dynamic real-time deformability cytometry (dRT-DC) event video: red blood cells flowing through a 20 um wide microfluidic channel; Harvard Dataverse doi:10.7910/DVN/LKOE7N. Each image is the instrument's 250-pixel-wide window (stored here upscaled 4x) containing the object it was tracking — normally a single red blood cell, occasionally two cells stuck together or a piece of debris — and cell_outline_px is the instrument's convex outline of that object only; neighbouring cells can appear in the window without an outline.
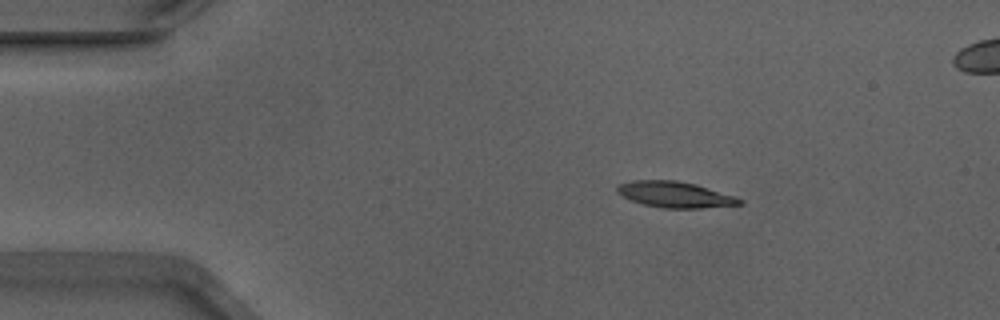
{"species": "Egyptian fruit bat (a non-hibernating species)", "species_latin": "Rousettus aegyptiacus", "temperature_condition": "warm", "stored_images_in_passage": 46, "camera_frame_rate_fps": 3000, "um_per_image_px": 0.085, "animal": {"sex": "male"}, "frame": {"image": 1, "passage_image": 1, "time_ms": 0.0, "image_size_px": [1000, 320], "cell_outline_px": [[744, 204], [700, 208], [664, 208], [644, 204], [632, 200], [616, 192], [616, 188], [620, 184], [632, 180], [676, 180], [696, 184], [736, 196], [744, 200]], "centroid_in_image_um": [57.42, 16.53], "position_along_channel_um": 27.6, "area_um2": 18.5}}
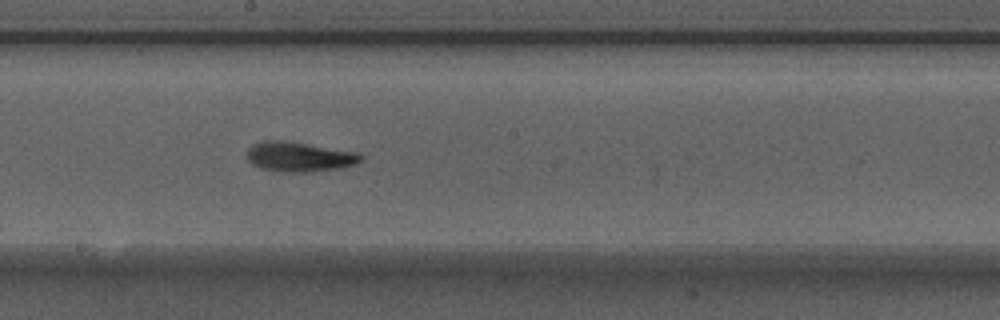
{"frame": {"image": 2, "passage_image": 21, "time_ms": 6.667, "image_size_px": [1000, 320], "cell_outline_px": [[364, 160], [356, 164], [340, 168], [308, 172], [280, 172], [260, 168], [252, 164], [248, 160], [248, 148], [252, 144], [264, 140], [284, 140], [360, 152], [364, 156]], "centroid_in_image_um": [25.48, 13.32], "position_along_channel_um": 222.7, "area_um2": 20.11}}
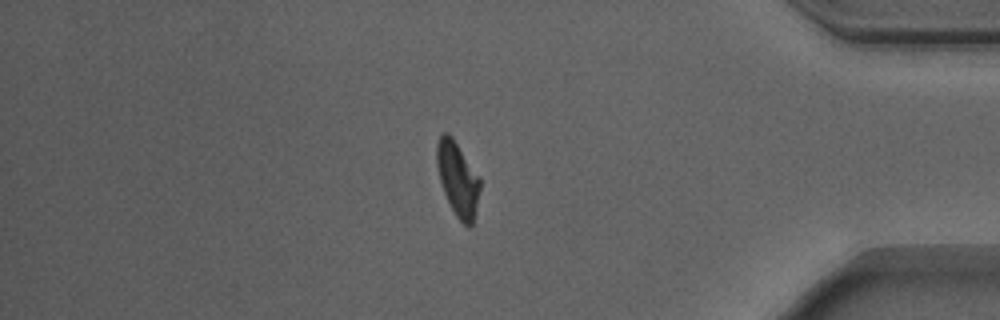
{"frame": {"image": 3, "passage_image": 37, "time_ms": 12.0, "image_size_px": [1000, 320], "cell_outline_px": [[480, 188], [472, 224], [468, 228], [456, 216], [444, 192], [440, 180], [436, 164], [436, 144], [440, 136], [444, 132], [448, 132], [452, 136], [480, 176]], "centroid_in_image_um": [38.9, 15.16], "position_along_channel_um": 396.3, "area_um2": 18.55}, "authors_computed_cell_mechanics": {"area_um2": 18.9584, "velocity_mm_per_s": 3.8724, "shape_relaxation_time_tau1_ms": 3.7262, "shape_relaxation_time_tau2_ms": 2.6969, "deformation_change_tau1": 0.1778, "deformation_change_tau2": 0.1}}